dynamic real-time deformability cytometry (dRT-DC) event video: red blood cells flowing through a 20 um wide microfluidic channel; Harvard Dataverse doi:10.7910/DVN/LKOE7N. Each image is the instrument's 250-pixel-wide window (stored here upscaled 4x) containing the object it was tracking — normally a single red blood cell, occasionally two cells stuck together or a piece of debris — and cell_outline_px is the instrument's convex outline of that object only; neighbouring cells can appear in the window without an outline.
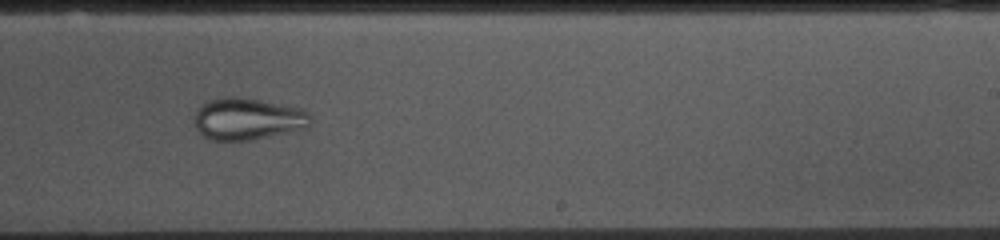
{"species": "common noctule bat (a hibernating species)", "species_latin": "Nyctalus noctula", "temperature_condition": "cold", "stored_images_in_passage": 54, "camera_frame_rate_fps": 3000, "um_per_image_px": 0.085, "animal": {"sex": "female", "body_mass_g": 10.0, "forearm_length_mm": 53.1}, "frame": {"image": 1, "passage_image": 32, "time_ms": 10.333, "image_size_px": [1000, 240], "cell_outline_px": [[312, 120], [308, 128], [252, 140], [212, 140], [204, 136], [196, 128], [192, 120], [196, 112], [208, 100], [224, 96], [236, 96], [260, 100], [300, 108], [308, 112], [312, 116]], "centroid_in_image_um": [21.07, 10.11], "position_along_channel_um": 267.9, "area_um2": 28.55}}
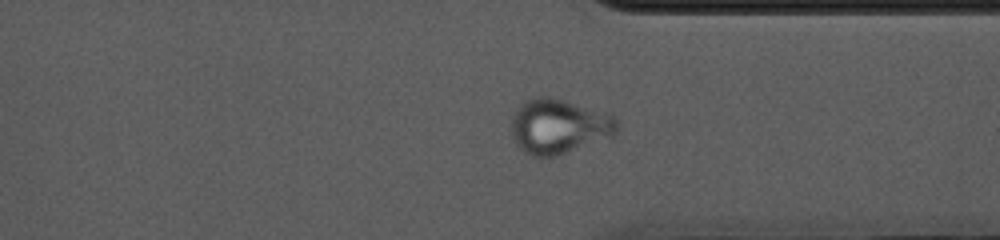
{"frame": {"image": 2, "passage_image": 40, "time_ms": 13.0, "image_size_px": [1000, 240], "cell_outline_px": [[620, 124], [616, 136], [556, 156], [532, 156], [524, 152], [516, 144], [512, 136], [508, 124], [516, 108], [524, 100], [536, 96], [548, 96], [604, 112], [616, 116]], "centroid_in_image_um": [47.49, 10.74], "position_along_channel_um": 363.9, "area_um2": 34.39}}
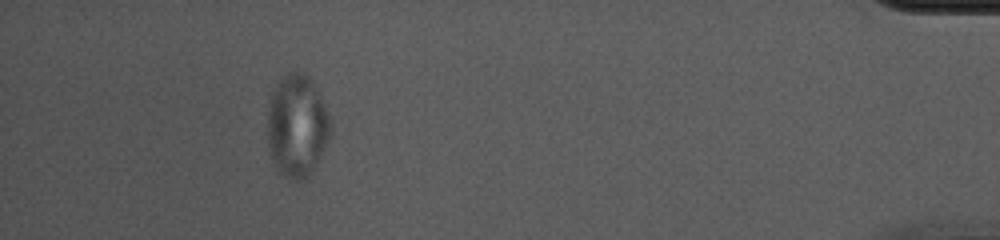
{"frame": {"image": 3, "passage_image": 49, "time_ms": 16.0, "image_size_px": [1000, 240], "cell_outline_px": [[332, 132], [312, 172], [308, 176], [300, 180], [288, 180], [276, 172], [272, 160], [268, 144], [268, 108], [272, 92], [276, 84], [288, 72], [304, 72], [312, 80], [332, 116]], "centroid_in_image_um": [25.27, 10.71], "position_along_channel_um": 409.9, "area_um2": 38.26}}